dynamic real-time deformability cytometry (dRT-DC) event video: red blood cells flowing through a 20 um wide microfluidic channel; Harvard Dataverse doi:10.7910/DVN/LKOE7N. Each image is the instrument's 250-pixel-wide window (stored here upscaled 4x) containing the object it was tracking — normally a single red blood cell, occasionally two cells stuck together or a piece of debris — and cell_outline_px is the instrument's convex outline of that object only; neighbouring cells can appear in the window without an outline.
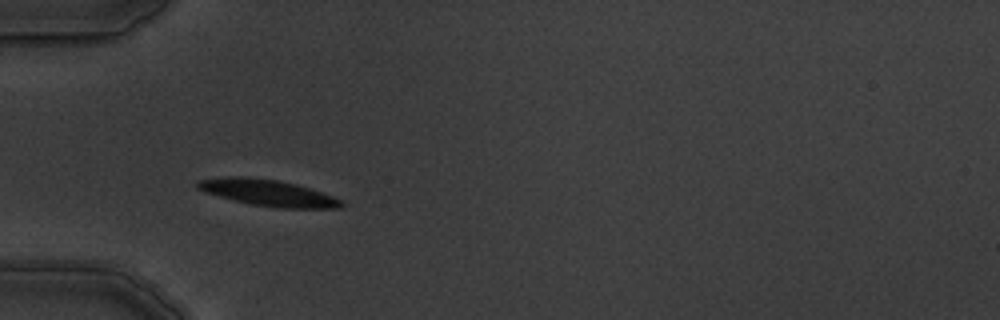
{"species": "common noctule bat (a hibernating species)", "species_latin": "Nyctalus noctula", "temperature_condition": "warm", "stored_images_in_passage": 7, "camera_frame_rate_fps": 3000, "um_per_image_px": 0.085, "animal": {"sex": "male", "body_mass_g": 19.5, "forearm_length_mm": 54.6}, "frame": {"image": 1, "passage_image": 3, "time_ms": 2.333, "image_size_px": [1000, 320], "cell_outline_px": [[344, 204], [340, 208], [276, 208], [252, 204], [204, 192], [196, 188], [196, 180], [224, 176], [248, 176], [280, 180], [296, 184], [332, 196], [340, 200]], "centroid_in_image_um": [22.72, 16.37], "position_along_channel_um": 62.3, "area_um2": 22.08}}
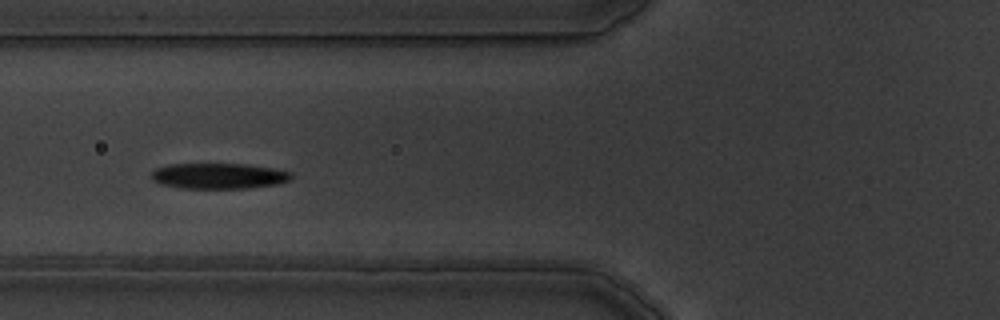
{"frame": {"image": 2, "passage_image": 4, "time_ms": 3.667, "image_size_px": [1000, 320], "cell_outline_px": [[292, 176], [288, 180], [276, 184], [248, 188], [180, 188], [160, 184], [152, 180], [152, 172], [156, 168], [168, 164], [244, 164], [272, 168], [292, 172]], "centroid_in_image_um": [18.55, 14.95], "position_along_channel_um": 107.2, "area_um2": 20.81}}
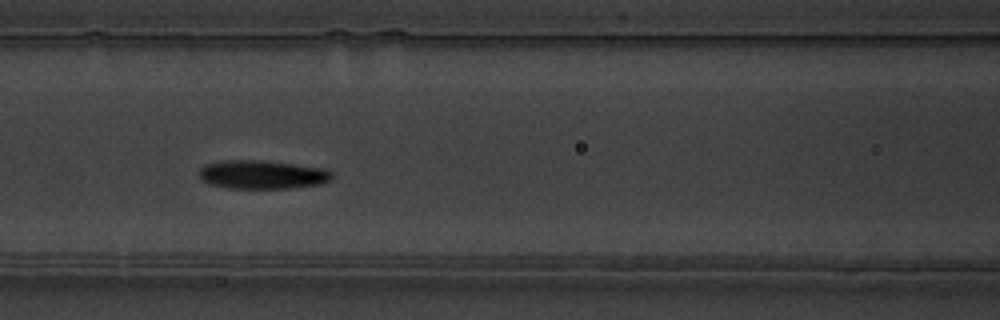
{"frame": {"image": 3, "passage_image": 5, "time_ms": 4.667, "image_size_px": [1000, 320], "cell_outline_px": [[332, 180], [320, 184], [292, 188], [228, 188], [208, 184], [200, 180], [200, 168], [208, 164], [224, 160], [264, 160], [324, 168], [332, 172]], "centroid_in_image_um": [22.3, 14.84], "position_along_channel_um": 144.3, "area_um2": 22.25}}